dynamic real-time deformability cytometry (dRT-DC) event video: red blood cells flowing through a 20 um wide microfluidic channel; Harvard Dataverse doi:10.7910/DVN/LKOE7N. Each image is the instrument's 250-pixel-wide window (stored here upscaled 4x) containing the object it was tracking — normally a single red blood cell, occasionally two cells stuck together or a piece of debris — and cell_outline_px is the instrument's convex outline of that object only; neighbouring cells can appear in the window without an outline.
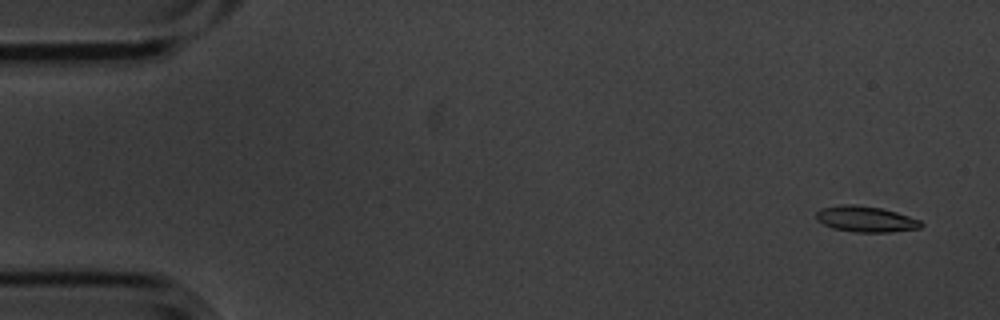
{"species": "common noctule bat (a hibernating species)", "species_latin": "Nyctalus noctula", "temperature_condition": "cold", "stored_images_in_passage": 4, "camera_frame_rate_fps": 3000, "um_per_image_px": 0.085, "animal": {"sex": "male", "body_mass_g": 20.1, "forearm_length_mm": 53.5}, "frame": {"image": 1, "passage_image": 1, "time_ms": 0.0, "image_size_px": [1000, 320], "cell_outline_px": [[924, 224], [920, 228], [888, 232], [856, 232], [832, 228], [816, 220], [816, 212], [820, 208], [840, 204], [852, 204], [880, 208], [896, 212], [920, 220]], "centroid_in_image_um": [73.55, 18.62], "position_along_channel_um": 11.4, "area_um2": 15.78}}